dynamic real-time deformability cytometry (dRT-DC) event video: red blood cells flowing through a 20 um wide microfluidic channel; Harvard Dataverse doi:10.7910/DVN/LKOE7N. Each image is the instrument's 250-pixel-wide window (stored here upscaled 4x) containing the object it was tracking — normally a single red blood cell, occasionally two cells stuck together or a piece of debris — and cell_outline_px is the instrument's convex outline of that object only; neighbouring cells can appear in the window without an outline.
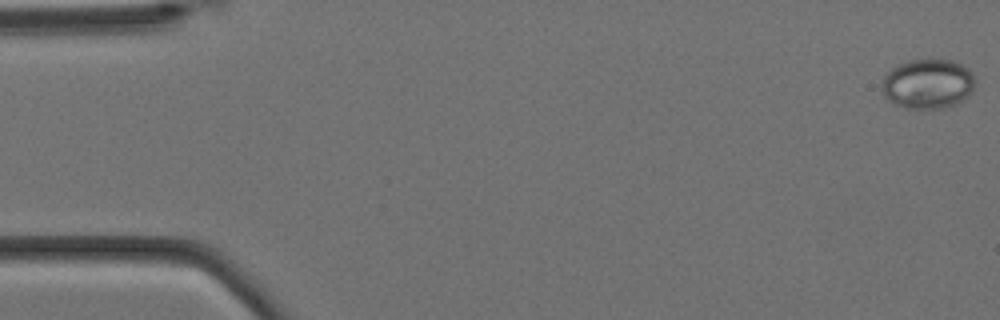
{"species": "Egyptian fruit bat (a non-hibernating species)", "species_latin": "Rousettus aegyptiacus", "temperature_condition": "cold", "stored_images_in_passage": 10, "camera_frame_rate_fps": 3000, "um_per_image_px": 0.085, "animal": {"sex": "female"}, "frame": {"image": 1, "passage_image": 1, "time_ms": 0.0, "image_size_px": [1000, 320], "cell_outline_px": [[976, 80], [972, 92], [960, 104], [940, 108], [904, 108], [888, 100], [884, 96], [884, 76], [892, 68], [908, 60], [952, 60], [968, 68]], "centroid_in_image_um": [78.92, 7.14], "position_along_channel_um": 6.1, "area_um2": 26.93}}
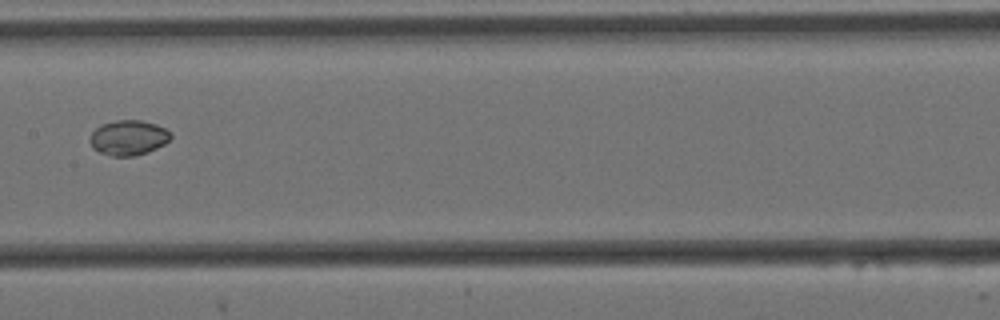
{"frame": {"image": 2, "passage_image": 9, "time_ms": 2.667, "image_size_px": [1000, 320], "cell_outline_px": [[172, 136], [164, 144], [148, 152], [132, 156], [112, 156], [100, 152], [92, 148], [88, 140], [92, 132], [100, 124], [116, 120], [140, 120], [156, 124], [172, 132]], "centroid_in_image_um": [10.89, 11.7], "position_along_channel_um": 196.5, "area_um2": 16.59}}
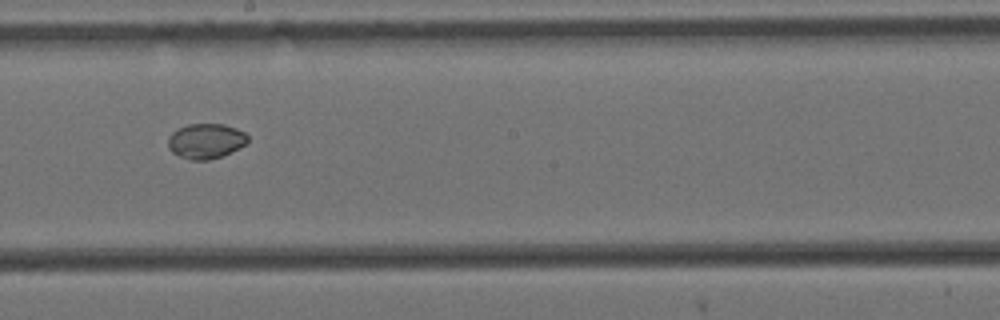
{"frame": {"image": 3, "passage_image": 10, "time_ms": 3.0, "image_size_px": [1000, 320], "cell_outline_px": [[248, 140], [244, 144], [220, 156], [208, 160], [192, 160], [180, 156], [172, 152], [168, 148], [168, 136], [172, 132], [188, 124], [224, 124], [236, 128], [244, 132], [248, 136]], "centroid_in_image_um": [17.46, 11.97], "position_along_channel_um": 230.7, "area_um2": 16.01}}